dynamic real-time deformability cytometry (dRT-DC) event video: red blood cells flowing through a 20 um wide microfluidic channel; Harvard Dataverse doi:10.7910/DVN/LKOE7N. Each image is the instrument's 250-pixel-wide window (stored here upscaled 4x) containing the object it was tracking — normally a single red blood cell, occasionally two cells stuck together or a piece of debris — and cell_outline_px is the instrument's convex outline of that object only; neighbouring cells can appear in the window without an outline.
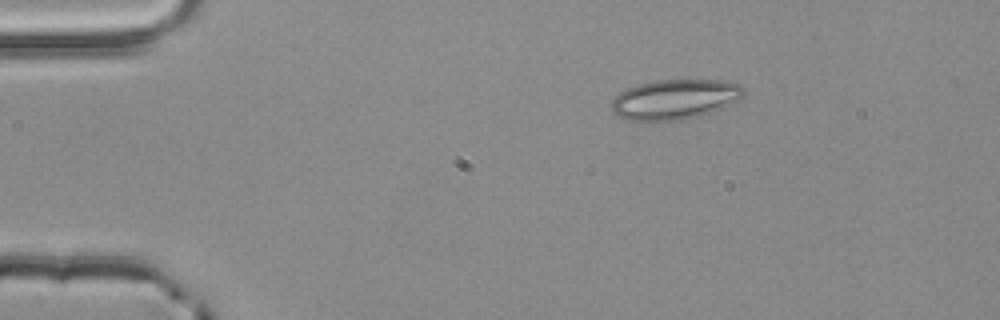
{"species": "common noctule bat (a hibernating species)", "species_latin": "Nyctalus noctula", "temperature_condition": "room temperature", "stored_images_in_passage": 46, "camera_frame_rate_fps": 3000, "um_per_image_px": 0.085, "animal": {"sex": "male", "body_mass_g": 20.4}, "frame": {"image": 1, "passage_image": 2, "time_ms": 0.333, "image_size_px": [1000, 320], "cell_outline_px": [[744, 92], [740, 96], [720, 108], [712, 112], [700, 116], [680, 120], [628, 120], [612, 112], [612, 100], [620, 92], [628, 88], [640, 84], [656, 80], [720, 80], [740, 84], [744, 88]], "centroid_in_image_um": [57.33, 8.44], "position_along_channel_um": 27.7, "area_um2": 30.23}}
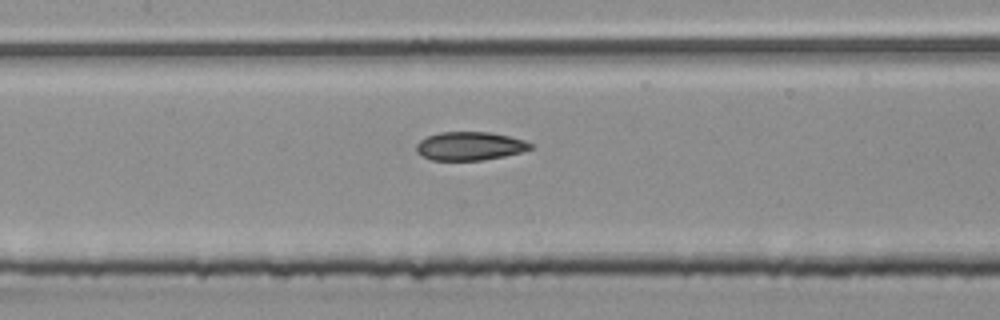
{"frame": {"image": 2, "passage_image": 18, "time_ms": 5.667, "image_size_px": [1000, 320], "cell_outline_px": [[532, 148], [520, 152], [504, 156], [484, 160], [432, 160], [416, 152], [416, 144], [420, 140], [428, 136], [440, 132], [488, 132], [508, 136], [524, 140], [532, 144]], "centroid_in_image_um": [39.92, 12.41], "position_along_channel_um": 167.5, "area_um2": 18.79}}
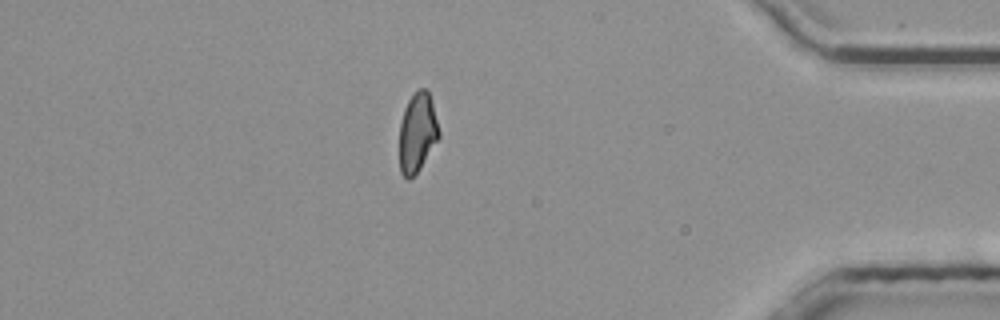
{"frame": {"image": 3, "passage_image": 39, "time_ms": 12.667, "image_size_px": [1000, 320], "cell_outline_px": [[440, 136], [420, 168], [408, 180], [400, 172], [400, 124], [404, 108], [408, 100], [420, 88], [428, 88], [440, 132]], "centroid_in_image_um": [35.48, 11.25], "position_along_channel_um": 399.7, "area_um2": 18.09}, "authors_computed_cell_mechanics": {"area_um2": 19.1896, "velocity_mm_per_s": 3.8872, "shape_relaxation_time_tau1_ms": null, "shape_relaxation_time_tau2_ms": 3.395, "deformation_change_tau1": null, "deformation_change_tau2": 0.1037}}